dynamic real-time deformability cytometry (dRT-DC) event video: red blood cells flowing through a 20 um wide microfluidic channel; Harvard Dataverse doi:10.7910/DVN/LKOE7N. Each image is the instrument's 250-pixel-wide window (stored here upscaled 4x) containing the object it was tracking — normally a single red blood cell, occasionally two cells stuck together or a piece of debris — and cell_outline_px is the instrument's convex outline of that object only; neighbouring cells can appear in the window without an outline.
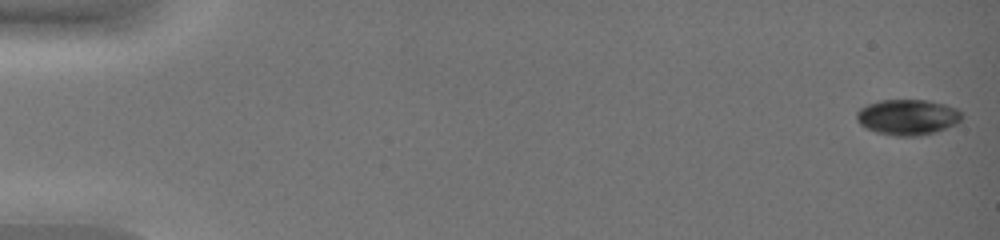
{"species": "common noctule bat (a hibernating species)", "species_latin": "Nyctalus noctula", "temperature_condition": "warm", "stored_images_in_passage": 47, "camera_frame_rate_fps": 3000, "um_per_image_px": 0.085, "animal": {"sex": "female", "body_mass_g": 19.0, "forearm_length_mm": 51.5}, "frame": {"image": 1, "passage_image": 1, "time_ms": 0.0, "image_size_px": [1000, 240], "cell_outline_px": [[964, 116], [956, 124], [936, 132], [920, 136], [896, 136], [876, 132], [860, 124], [856, 120], [856, 112], [860, 108], [868, 104], [880, 100], [928, 100], [944, 104], [956, 108]], "centroid_in_image_um": [77.15, 9.96], "position_along_channel_um": 7.8, "area_um2": 21.91}}
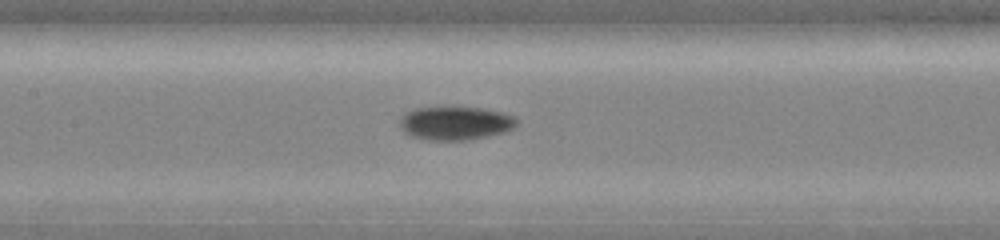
{"frame": {"image": 2, "passage_image": 25, "time_ms": 8.0, "image_size_px": [1000, 240], "cell_outline_px": [[516, 128], [504, 132], [468, 140], [424, 140], [412, 136], [404, 132], [400, 128], [400, 116], [404, 112], [416, 108], [484, 108], [504, 112], [516, 116]], "centroid_in_image_um": [38.71, 10.47], "position_along_channel_um": 168.7, "area_um2": 22.95}}
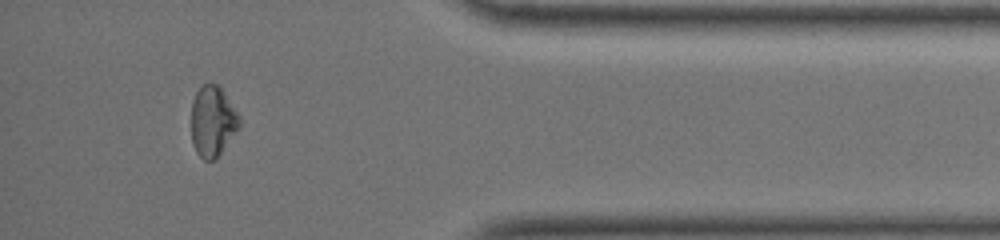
{"frame": {"image": 3, "passage_image": 44, "time_ms": 14.333, "image_size_px": [1000, 240], "cell_outline_px": [[240, 128], [216, 160], [204, 160], [196, 152], [192, 144], [192, 100], [200, 84], [216, 84], [224, 92], [240, 116]], "centroid_in_image_um": [18.08, 10.33], "position_along_channel_um": 417.1, "area_um2": 20.0}, "authors_computed_cell_mechanics": {"area_um2": 21.8484, "velocity_mm_per_s": 4.1832, "shape_relaxation_time_tau1_ms": 10.3163, "shape_relaxation_time_tau2_ms": 5.1989, "deformation_change_tau1": 0.2275, "deformation_change_tau2": 0.0577}}